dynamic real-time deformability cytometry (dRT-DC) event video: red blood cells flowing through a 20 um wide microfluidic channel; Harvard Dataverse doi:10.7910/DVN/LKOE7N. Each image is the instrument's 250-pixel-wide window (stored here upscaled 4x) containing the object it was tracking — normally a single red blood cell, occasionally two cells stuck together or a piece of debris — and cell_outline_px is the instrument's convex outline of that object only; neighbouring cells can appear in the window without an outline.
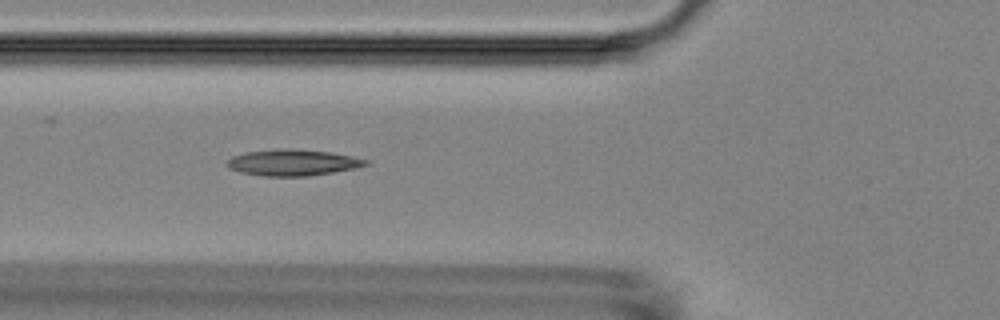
{"species": "Egyptian fruit bat (a non-hibernating species)", "species_latin": "Rousettus aegyptiacus", "temperature_condition": "room temperature", "stored_images_in_passage": 7, "camera_frame_rate_fps": 3000, "um_per_image_px": 0.085, "animal": {"sex": "female"}, "frame": {"image": 1, "passage_image": 6, "time_ms": 5.667, "image_size_px": [1000, 320], "cell_outline_px": [[368, 164], [352, 168], [332, 172], [308, 176], [264, 176], [240, 172], [228, 168], [224, 164], [232, 156], [244, 152], [288, 148], [328, 152], [352, 156], [368, 160]], "centroid_in_image_um": [24.81, 13.82], "position_along_channel_um": 101.0, "area_um2": 20.98}}
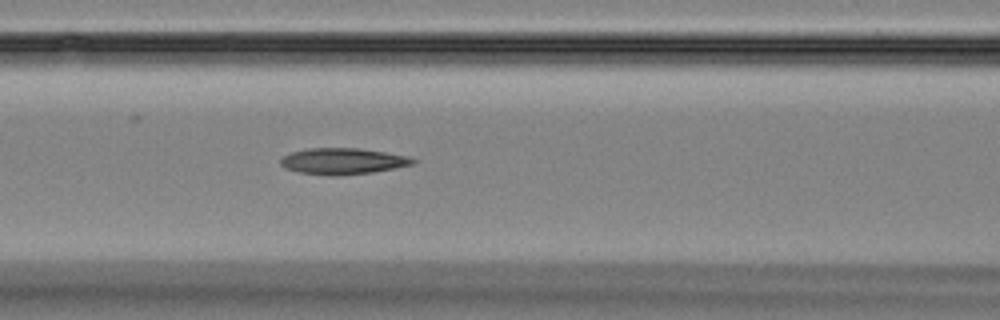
{"frame": {"image": 2, "passage_image": 7, "time_ms": 6.667, "image_size_px": [1000, 320], "cell_outline_px": [[416, 160], [412, 164], [372, 172], [336, 176], [328, 176], [300, 172], [288, 168], [280, 164], [280, 160], [284, 156], [292, 152], [308, 148], [360, 148], [408, 156]], "centroid_in_image_um": [29.12, 13.7], "position_along_channel_um": 137.5, "area_um2": 19.94}}